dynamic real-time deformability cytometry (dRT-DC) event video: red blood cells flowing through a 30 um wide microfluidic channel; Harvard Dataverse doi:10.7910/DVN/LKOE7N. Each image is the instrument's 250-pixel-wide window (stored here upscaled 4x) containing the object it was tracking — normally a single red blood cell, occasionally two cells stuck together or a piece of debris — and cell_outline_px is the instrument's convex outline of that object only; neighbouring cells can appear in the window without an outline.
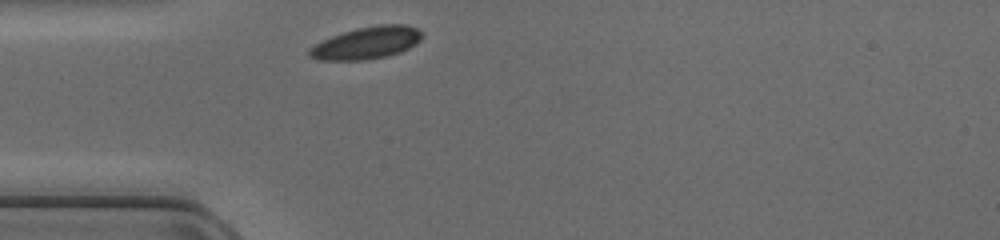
{"species": "common noctule bat (a hibernating species)", "species_latin": "Nyctalus noctula", "temperature_condition": "cold", "stored_images_in_passage": 25, "camera_frame_rate_fps": 3000, "um_per_image_px": 0.085, "animal": {"sex": "female", "body_mass_g": 17.0, "forearm_length_mm": 48.0}, "frame": {"image": 1, "passage_image": 1, "time_ms": 0.0, "image_size_px": [1000, 240], "cell_outline_px": [[424, 36], [416, 44], [400, 52], [388, 56], [364, 60], [320, 60], [308, 56], [308, 48], [332, 36], [356, 28], [380, 24], [404, 24], [416, 28]], "centroid_in_image_um": [31.17, 3.65], "position_along_channel_um": 53.8, "area_um2": 21.1}}
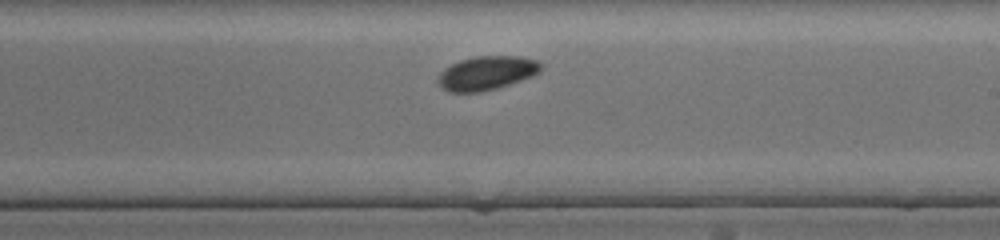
{"frame": {"image": 2, "passage_image": 15, "time_ms": 4.667, "image_size_px": [1000, 240], "cell_outline_px": [[544, 68], [540, 72], [532, 76], [496, 88], [480, 92], [448, 92], [440, 88], [436, 84], [436, 76], [444, 68], [460, 60], [476, 56], [520, 56], [536, 60], [544, 64]], "centroid_in_image_um": [41.33, 6.21], "position_along_channel_um": 247.7, "area_um2": 20.63}}
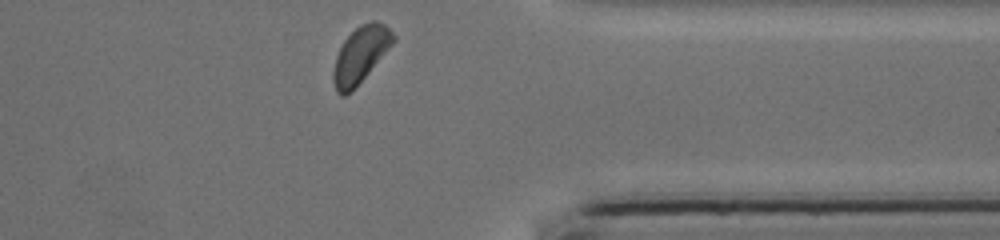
{"frame": {"image": 3, "passage_image": 25, "time_ms": 8.0, "image_size_px": [1000, 240], "cell_outline_px": [[396, 40], [352, 92], [344, 96], [340, 96], [336, 92], [332, 80], [332, 72], [336, 56], [344, 40], [360, 24], [372, 20], [376, 20], [384, 24], [396, 36]], "centroid_in_image_um": [30.63, 4.67], "position_along_channel_um": 380.8, "area_um2": 19.71}}